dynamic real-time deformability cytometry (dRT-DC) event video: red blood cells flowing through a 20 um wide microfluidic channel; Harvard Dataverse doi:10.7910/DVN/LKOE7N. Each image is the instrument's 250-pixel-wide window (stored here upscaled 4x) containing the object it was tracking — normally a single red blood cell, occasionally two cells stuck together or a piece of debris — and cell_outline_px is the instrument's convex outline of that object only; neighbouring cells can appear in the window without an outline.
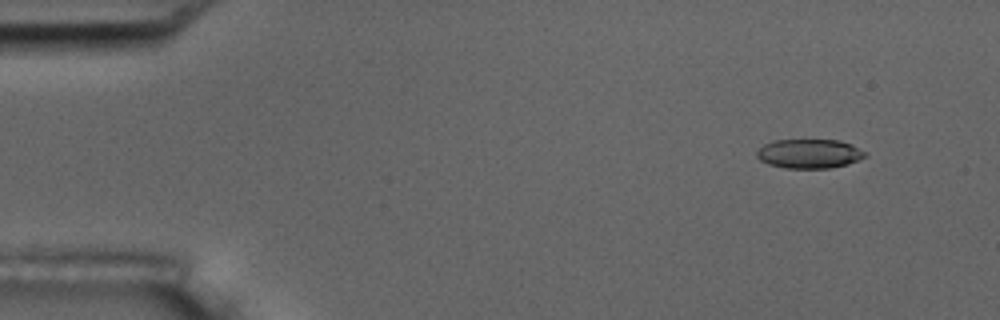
{"species": "common noctule bat (a hibernating species)", "species_latin": "Nyctalus noctula", "temperature_condition": "room temperature", "stored_images_in_passage": 5, "camera_frame_rate_fps": 3000, "um_per_image_px": 0.085, "animal": {"sex": "male", "body_mass_g": 17.5, "forearm_length_mm": 52.3}, "frame": {"image": 1, "passage_image": 2, "time_ms": 1.0, "image_size_px": [1000, 320], "cell_outline_px": [[868, 156], [848, 164], [828, 168], [784, 168], [768, 164], [760, 160], [756, 156], [756, 152], [764, 144], [772, 140], [840, 140], [852, 144], [868, 152]], "centroid_in_image_um": [68.82, 13.06], "position_along_channel_um": 16.2, "area_um2": 18.67}}